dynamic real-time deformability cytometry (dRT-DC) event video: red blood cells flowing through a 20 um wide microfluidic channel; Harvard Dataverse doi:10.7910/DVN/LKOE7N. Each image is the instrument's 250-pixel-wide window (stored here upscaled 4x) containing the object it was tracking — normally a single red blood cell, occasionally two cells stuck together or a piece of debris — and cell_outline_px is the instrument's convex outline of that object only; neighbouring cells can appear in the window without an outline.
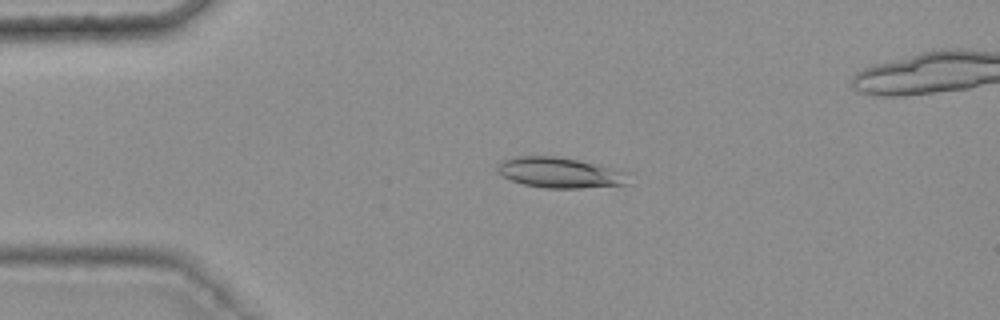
{"species": "common noctule bat (a hibernating species)", "species_latin": "Nyctalus noctula", "temperature_condition": "warm", "stored_images_in_passage": 42, "camera_frame_rate_fps": 3000, "um_per_image_px": 0.085, "animal": {"sex": "female", "body_mass_g": 25.1}, "frame": {"image": 1, "passage_image": 7, "time_ms": 2.0, "image_size_px": [1000, 320], "cell_outline_px": [[628, 184], [580, 188], [544, 188], [524, 184], [500, 176], [496, 172], [496, 168], [500, 160], [512, 156], [560, 156], [600, 164], [628, 172]], "centroid_in_image_um": [47.55, 14.66], "position_along_channel_um": 37.4, "area_um2": 23.76}}
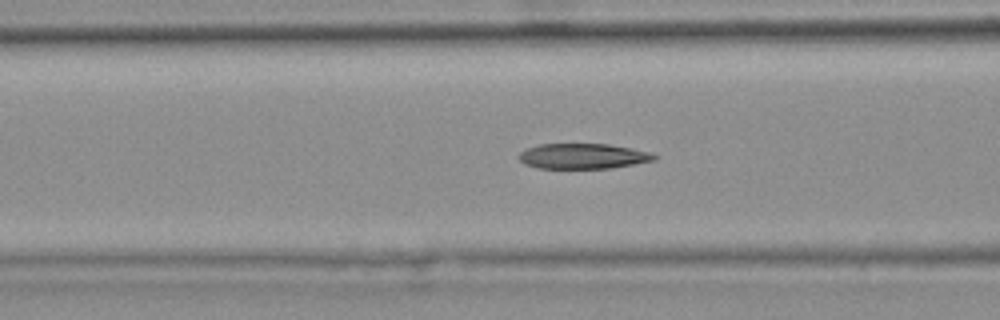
{"frame": {"image": 2, "passage_image": 16, "time_ms": 5.0, "image_size_px": [1000, 320], "cell_outline_px": [[660, 156], [656, 160], [612, 168], [540, 168], [524, 164], [516, 156], [520, 152], [528, 148], [540, 144], [608, 144], [632, 148], [652, 152]], "centroid_in_image_um": [49.6, 13.27], "position_along_channel_um": 117.0, "area_um2": 20.11}}
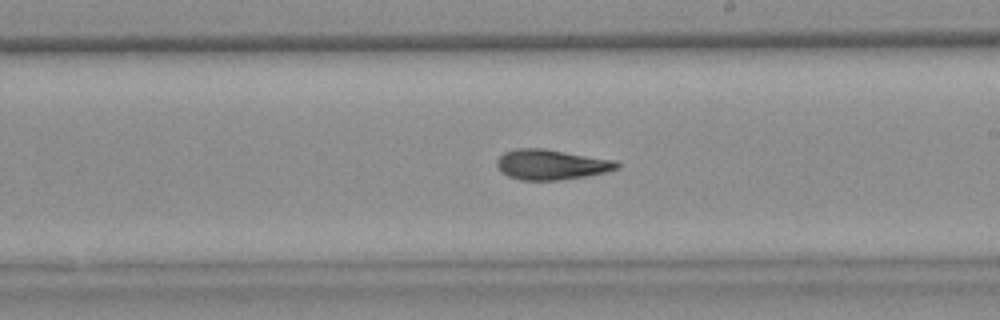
{"frame": {"image": 3, "passage_image": 26, "time_ms": 8.333, "image_size_px": [1000, 320], "cell_outline_px": [[620, 168], [604, 172], [584, 176], [560, 180], [520, 180], [508, 176], [500, 172], [496, 164], [496, 160], [504, 152], [516, 148], [544, 148], [616, 160], [620, 164]], "centroid_in_image_um": [46.84, 13.98], "position_along_channel_um": 242.2, "area_um2": 21.27}, "authors_computed_cell_mechanics": {"area_um2": 21.097, "velocity_mm_per_s": 3.7589, "shape_relaxation_time_tau1_ms": null, "shape_relaxation_time_tau2_ms": 3.4272, "deformation_change_tau1": null, "deformation_change_tau2": 0.0989}}